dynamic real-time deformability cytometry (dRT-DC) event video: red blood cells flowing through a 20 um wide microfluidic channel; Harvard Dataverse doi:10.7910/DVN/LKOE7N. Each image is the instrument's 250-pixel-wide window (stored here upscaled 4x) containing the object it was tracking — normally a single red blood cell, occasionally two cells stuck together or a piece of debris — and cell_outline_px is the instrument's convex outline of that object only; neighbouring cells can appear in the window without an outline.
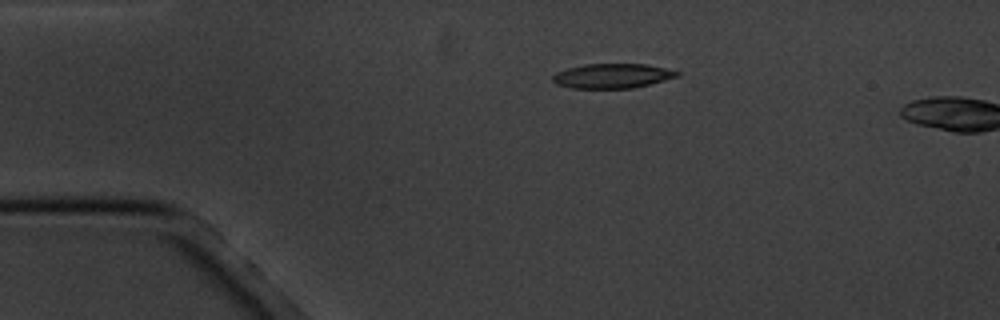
{"species": "common noctule bat (a hibernating species)", "species_latin": "Nyctalus noctula", "temperature_condition": "cold", "stored_images_in_passage": 5, "camera_frame_rate_fps": 3000, "um_per_image_px": 0.085, "animal": {"sex": "male", "body_mass_g": 20.1, "forearm_length_mm": 53.5}, "frame": {"image": 1, "passage_image": 4, "time_ms": 3.333, "image_size_px": [1000, 320], "cell_outline_px": [[680, 76], [632, 88], [572, 88], [556, 84], [552, 80], [552, 76], [556, 72], [568, 68], [584, 64], [644, 64], [664, 68], [680, 72]], "centroid_in_image_um": [52.02, 6.45], "position_along_channel_um": 33.0, "area_um2": 17.69}}